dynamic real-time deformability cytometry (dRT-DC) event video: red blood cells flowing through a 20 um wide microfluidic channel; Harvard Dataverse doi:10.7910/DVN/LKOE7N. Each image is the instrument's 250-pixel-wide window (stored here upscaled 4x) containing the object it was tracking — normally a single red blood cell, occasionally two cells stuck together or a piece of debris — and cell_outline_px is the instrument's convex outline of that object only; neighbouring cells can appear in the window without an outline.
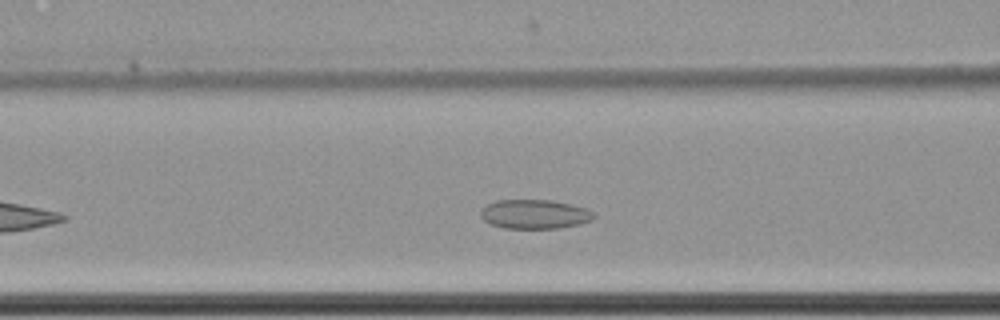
{"species": "common noctule bat (a hibernating species)", "species_latin": "Nyctalus noctula", "temperature_condition": "cold", "stored_images_in_passage": 47, "camera_frame_rate_fps": 3000, "um_per_image_px": 0.085, "animal": {"sex": "female", "body_mass_g": 22.7, "forearm_length_mm": 54.2}, "frame": {"image": 1, "passage_image": 12, "time_ms": 3.667, "image_size_px": [1000, 320], "cell_outline_px": [[596, 216], [592, 220], [580, 224], [556, 228], [504, 228], [492, 224], [484, 220], [480, 216], [480, 212], [488, 204], [496, 200], [552, 200], [572, 204], [596, 212]], "centroid_in_image_um": [45.48, 18.2], "position_along_channel_um": 121.1, "area_um2": 19.25}}
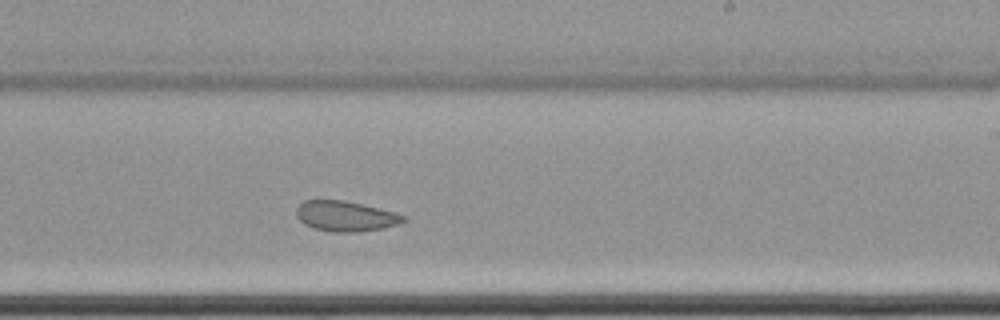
{"frame": {"image": 2, "passage_image": 24, "time_ms": 7.667, "image_size_px": [1000, 320], "cell_outline_px": [[408, 220], [396, 224], [380, 228], [356, 232], [332, 232], [316, 228], [304, 224], [296, 216], [296, 208], [304, 200], [344, 200], [396, 212], [408, 216]], "centroid_in_image_um": [29.38, 18.36], "position_along_channel_um": 259.6, "area_um2": 18.84}}
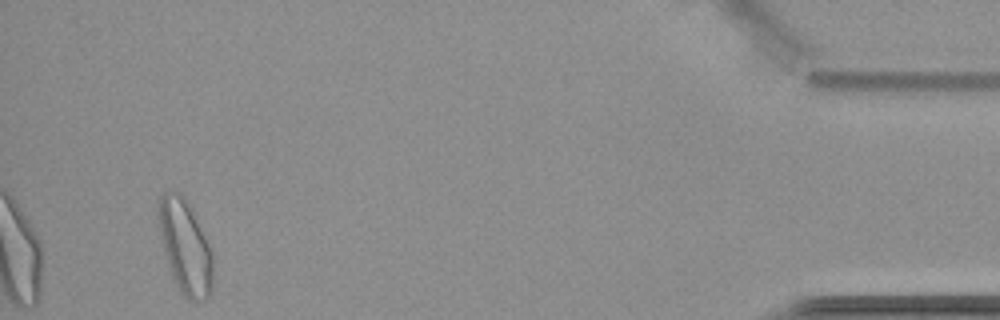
{"frame": {"image": 3, "passage_image": 44, "time_ms": 14.333, "image_size_px": [1000, 320], "cell_outline_px": [[212, 288], [208, 296], [204, 300], [188, 300], [180, 292], [168, 268], [160, 240], [156, 220], [156, 204], [160, 196], [164, 192], [180, 192], [184, 196], [208, 240], [212, 248]], "centroid_in_image_um": [15.69, 20.94], "position_along_channel_um": 419.5, "area_um2": 30.4}, "authors_computed_cell_mechanics": {"area_um2": 20.23, "velocity_mm_per_s": 3.467, "shape_relaxation_time_tau1_ms": null, "shape_relaxation_time_tau2_ms": 2.9129, "deformation_change_tau1": null, "deformation_change_tau2": 0.0853}}